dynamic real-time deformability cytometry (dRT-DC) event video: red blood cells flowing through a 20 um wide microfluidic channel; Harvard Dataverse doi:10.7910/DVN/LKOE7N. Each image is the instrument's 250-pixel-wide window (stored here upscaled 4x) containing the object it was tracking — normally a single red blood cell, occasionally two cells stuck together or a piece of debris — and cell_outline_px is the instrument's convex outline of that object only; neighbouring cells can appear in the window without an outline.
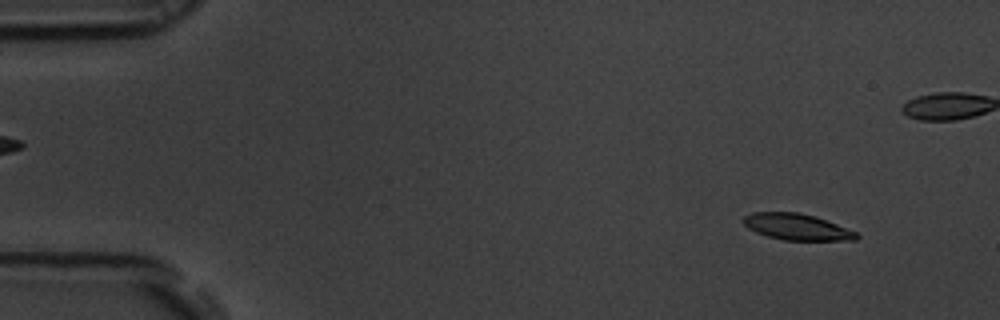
{"species": "common noctule bat (a hibernating species)", "species_latin": "Nyctalus noctula", "temperature_condition": "room temperature", "stored_images_in_passage": 56, "camera_frame_rate_fps": 3000, "um_per_image_px": 0.085, "animal": {"sex": "male", "body_mass_g": 19.5, "forearm_length_mm": 54.6}, "frame": {"image": 1, "passage_image": 5, "time_ms": 1.333, "image_size_px": [1000, 320], "cell_outline_px": [[860, 236], [856, 240], [784, 240], [768, 236], [756, 232], [748, 228], [744, 224], [744, 216], [752, 212], [800, 212], [816, 216], [856, 232]], "centroid_in_image_um": [67.73, 19.28], "position_along_channel_um": 17.3, "area_um2": 17.22}}
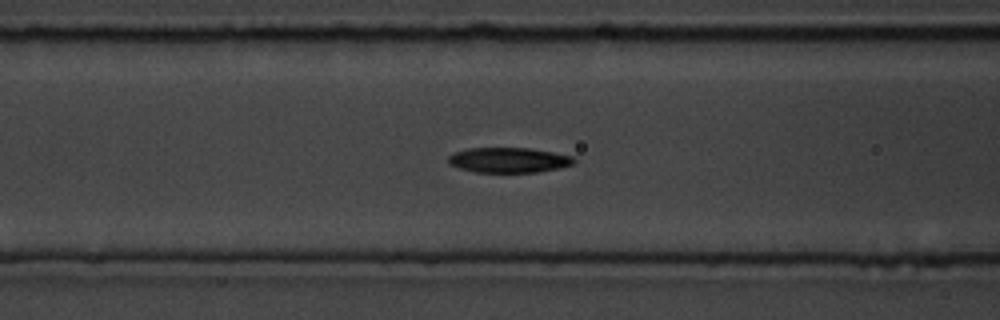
{"frame": {"image": 2, "passage_image": 22, "time_ms": 7.0, "image_size_px": [1000, 320], "cell_outline_px": [[576, 160], [572, 164], [560, 168], [536, 172], [476, 172], [460, 168], [448, 164], [448, 156], [452, 152], [468, 148], [528, 148], [552, 152], [572, 156]], "centroid_in_image_um": [43.2, 13.6], "position_along_channel_um": 123.4, "area_um2": 18.38}}
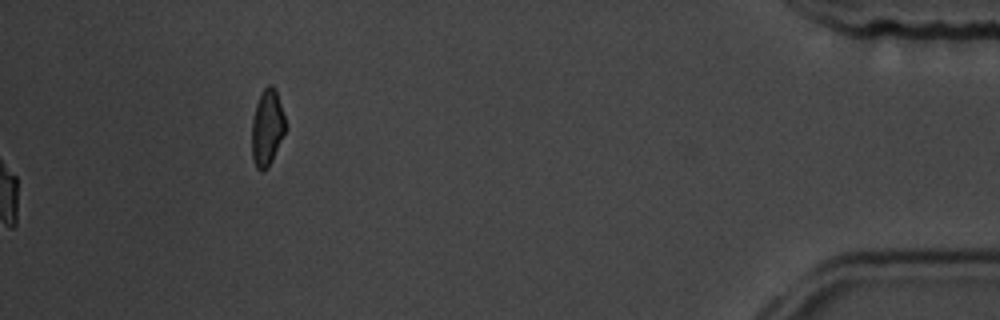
{"frame": {"image": 3, "passage_image": 56, "time_ms": 18.333, "image_size_px": [1000, 320], "cell_outline_px": [[284, 132], [272, 160], [268, 168], [264, 172], [260, 172], [256, 168], [252, 160], [252, 120], [256, 104], [260, 92], [268, 84], [272, 84], [276, 88], [284, 116]], "centroid_in_image_um": [22.67, 10.85], "position_along_channel_um": 412.5, "area_um2": 14.97}, "authors_computed_cell_mechanics": {"area_um2": 18.207, "velocity_mm_per_s": 3.697, "shape_relaxation_time_tau1_ms": 3.1283, "shape_relaxation_time_tau2_ms": null, "deformation_change_tau1": 0.1485, "deformation_change_tau2": null}}